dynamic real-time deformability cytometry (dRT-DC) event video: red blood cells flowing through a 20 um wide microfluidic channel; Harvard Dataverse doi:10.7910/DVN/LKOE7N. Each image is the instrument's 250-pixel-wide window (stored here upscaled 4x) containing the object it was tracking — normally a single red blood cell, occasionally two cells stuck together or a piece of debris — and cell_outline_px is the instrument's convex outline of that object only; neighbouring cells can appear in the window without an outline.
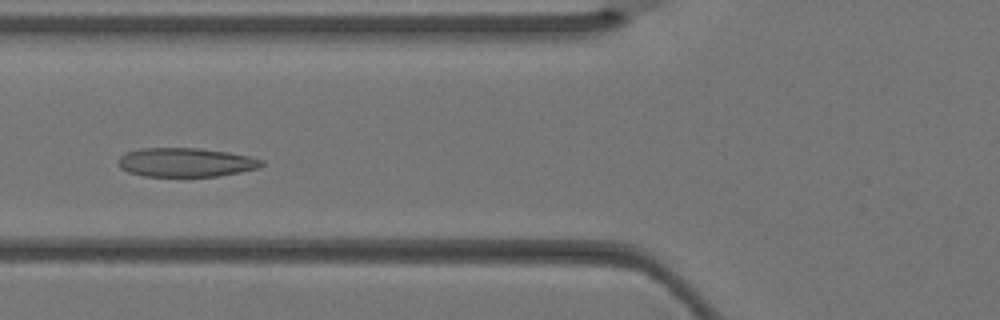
{"species": "Egyptian fruit bat (a non-hibernating species)", "species_latin": "Rousettus aegyptiacus", "temperature_condition": "warm", "stored_images_in_passage": 3, "camera_frame_rate_fps": 3000, "um_per_image_px": 0.085, "animal": {"sex": "female"}, "frame": {"image": 1, "passage_image": 3, "time_ms": 0.667, "image_size_px": [1000, 320], "cell_outline_px": [[264, 164], [260, 168], [220, 176], [144, 176], [128, 172], [120, 168], [116, 164], [116, 160], [124, 152], [140, 148], [200, 148], [228, 152], [248, 156], [264, 160]], "centroid_in_image_um": [15.76, 13.8], "position_along_channel_um": 110.0, "area_um2": 24.51}}